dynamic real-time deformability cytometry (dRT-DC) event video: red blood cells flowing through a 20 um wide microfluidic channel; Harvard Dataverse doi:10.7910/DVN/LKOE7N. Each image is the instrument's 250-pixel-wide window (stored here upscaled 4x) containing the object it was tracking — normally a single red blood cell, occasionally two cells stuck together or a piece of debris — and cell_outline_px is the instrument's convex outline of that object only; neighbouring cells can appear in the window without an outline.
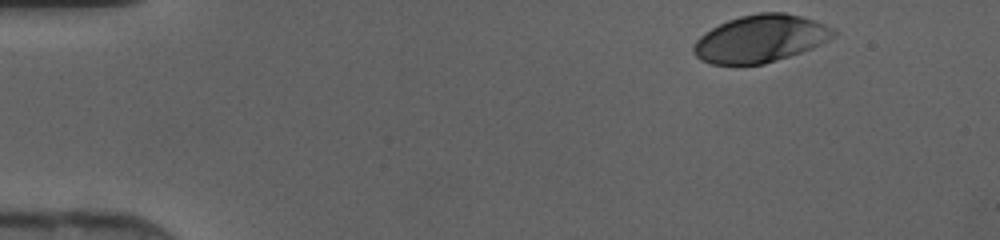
{"species": "human", "species_latin": "Homo sapiens", "temperature_condition": "cold", "stored_images_in_passage": 14, "camera_frame_rate_fps": 3000, "um_per_image_px": 0.085, "donor": {"sex": "female"}, "frame": {"image": 1, "passage_image": 1, "time_ms": 0.0, "image_size_px": [1000, 240], "cell_outline_px": [[836, 36], [812, 48], [764, 64], [712, 64], [700, 60], [692, 52], [692, 48], [696, 40], [704, 32], [728, 20], [740, 16], [760, 12], [784, 12], [800, 16], [824, 24], [832, 28], [836, 32]], "centroid_in_image_um": [64.61, 3.28], "position_along_channel_um": 20.4, "area_um2": 38.38}}
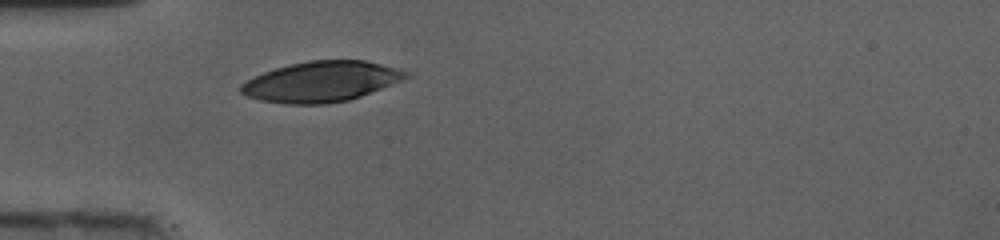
{"frame": {"image": 2, "passage_image": 10, "time_ms": 3.0, "image_size_px": [1000, 240], "cell_outline_px": [[408, 76], [400, 80], [360, 96], [348, 100], [328, 104], [288, 104], [260, 100], [248, 96], [240, 92], [240, 84], [264, 72], [276, 68], [308, 60], [364, 60], [380, 64], [408, 72]], "centroid_in_image_um": [27.25, 6.94], "position_along_channel_um": 57.7, "area_um2": 38.21}}